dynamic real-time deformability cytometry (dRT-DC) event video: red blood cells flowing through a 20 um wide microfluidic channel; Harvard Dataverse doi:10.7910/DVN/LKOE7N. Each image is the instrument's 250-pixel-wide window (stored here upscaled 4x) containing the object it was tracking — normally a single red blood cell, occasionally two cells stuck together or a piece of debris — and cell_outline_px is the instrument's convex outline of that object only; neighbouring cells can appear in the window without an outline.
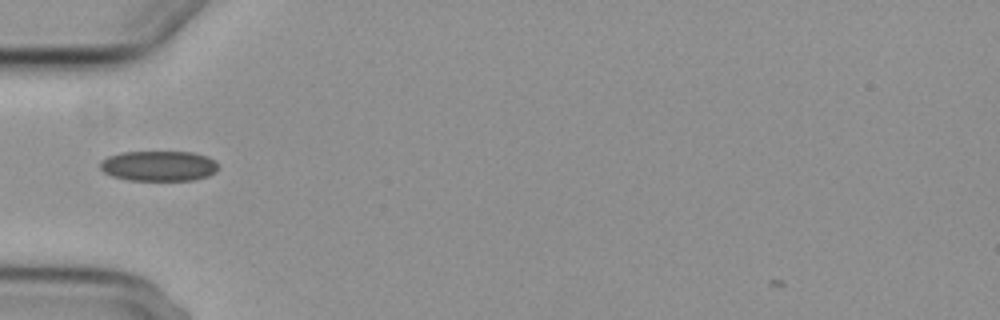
{"species": "common noctule bat (a hibernating species)", "species_latin": "Nyctalus noctula", "temperature_condition": "cold", "stored_images_in_passage": 4, "camera_frame_rate_fps": 3000, "um_per_image_px": 0.085, "animal": {"sex": "female", "body_mass_g": 29.2, "forearm_length_mm": 56.3}, "frame": {"image": 1, "passage_image": 1, "time_ms": 0.0, "image_size_px": [1000, 320], "cell_outline_px": [[220, 164], [216, 172], [208, 176], [196, 180], [128, 180], [112, 176], [104, 172], [100, 168], [100, 160], [108, 156], [124, 152], [192, 152], [208, 156], [216, 160]], "centroid_in_image_um": [13.54, 14.1], "position_along_channel_um": 71.5, "area_um2": 21.1}}
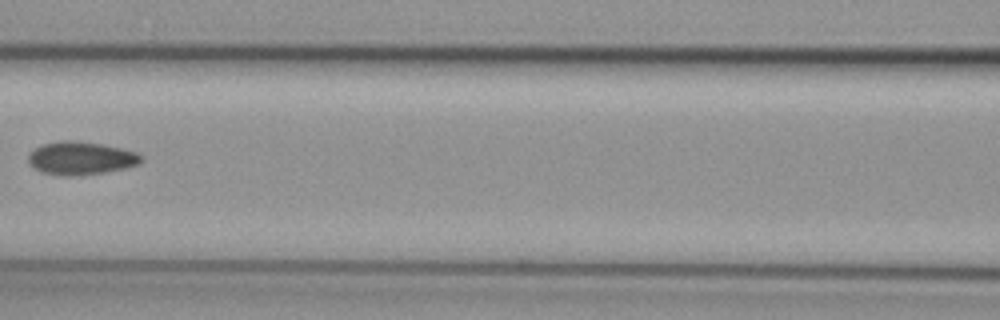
{"frame": {"image": 2, "passage_image": 3, "time_ms": 2.333, "image_size_px": [1000, 320], "cell_outline_px": [[140, 160], [136, 164], [124, 168], [104, 172], [76, 176], [60, 176], [40, 172], [32, 168], [28, 164], [28, 156], [36, 148], [44, 144], [60, 140], [72, 140], [104, 144], [136, 152], [140, 156]], "centroid_in_image_um": [6.79, 13.45], "position_along_channel_um": 159.8, "area_um2": 21.68}}
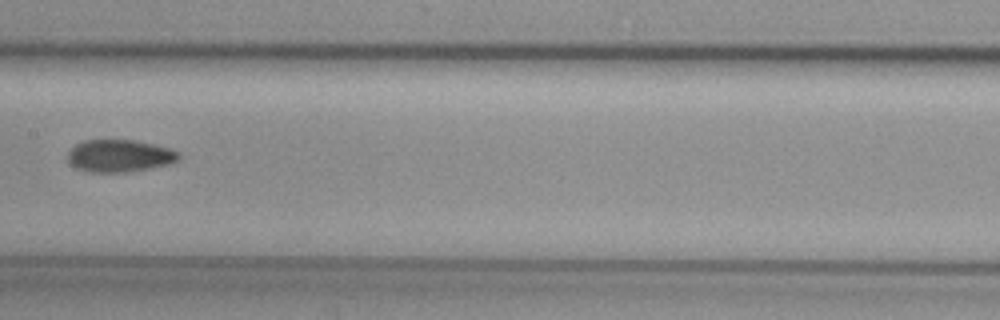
{"frame": {"image": 3, "passage_image": 4, "time_ms": 3.333, "image_size_px": [1000, 320], "cell_outline_px": [[180, 160], [168, 164], [148, 168], [124, 172], [88, 172], [76, 168], [68, 164], [68, 152], [76, 144], [84, 140], [136, 140], [168, 148], [180, 152]], "centroid_in_image_um": [10.14, 13.24], "position_along_channel_um": 197.3, "area_um2": 20.92}}